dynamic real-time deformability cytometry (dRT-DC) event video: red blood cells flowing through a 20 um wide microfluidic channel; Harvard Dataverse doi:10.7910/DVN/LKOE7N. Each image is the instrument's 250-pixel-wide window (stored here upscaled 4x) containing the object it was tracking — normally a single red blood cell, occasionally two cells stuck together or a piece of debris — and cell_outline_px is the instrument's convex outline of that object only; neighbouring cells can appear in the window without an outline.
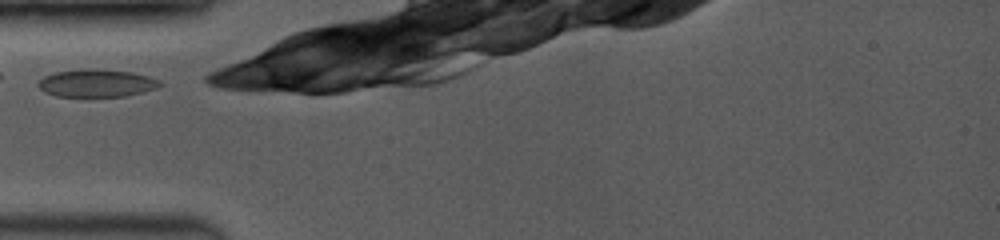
{"species": "common noctule bat (a hibernating species)", "species_latin": "Nyctalus noctula", "temperature_condition": "room temperature", "stored_images_in_passage": 2, "camera_frame_rate_fps": 3500, "um_per_image_px": 0.085, "animal": {"sex": "female", "body_mass_g": 19.0, "forearm_length_mm": 53.3}, "frame": {"image": 1, "passage_image": 1, "time_ms": 0.0, "image_size_px": [1000, 240], "cell_outline_px": [[164, 84], [156, 88], [124, 96], [56, 96], [44, 92], [36, 84], [44, 76], [52, 72], [84, 68], [96, 68], [132, 72], [148, 76], [160, 80]], "centroid_in_image_um": [8.18, 7.04], "position_along_channel_um": 76.8, "area_um2": 19.77}}